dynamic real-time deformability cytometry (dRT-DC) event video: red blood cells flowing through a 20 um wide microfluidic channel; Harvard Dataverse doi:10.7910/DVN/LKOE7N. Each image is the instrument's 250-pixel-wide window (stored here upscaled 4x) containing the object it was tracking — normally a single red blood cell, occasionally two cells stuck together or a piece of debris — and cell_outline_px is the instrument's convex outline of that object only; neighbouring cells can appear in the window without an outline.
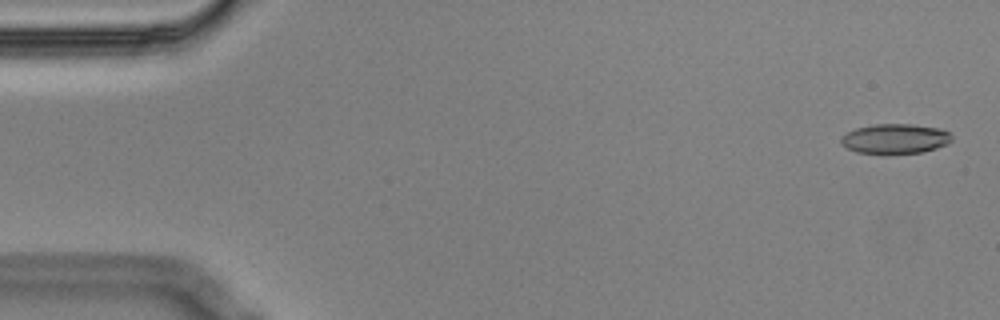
{"species": "Egyptian fruit bat (a non-hibernating species)", "species_latin": "Rousettus aegyptiacus", "temperature_condition": "cold", "stored_images_in_passage": 5, "camera_frame_rate_fps": 3000, "um_per_image_px": 0.085, "animal": {"sex": "male"}, "frame": {"image": 1, "passage_image": 1, "time_ms": 0.0, "image_size_px": [1000, 320], "cell_outline_px": [[952, 140], [948, 144], [936, 148], [920, 152], [888, 156], [856, 152], [840, 144], [840, 136], [856, 128], [876, 124], [912, 124], [940, 128], [948, 132], [952, 136]], "centroid_in_image_um": [76.06, 11.82], "position_along_channel_um": 8.9, "area_um2": 19.83}}
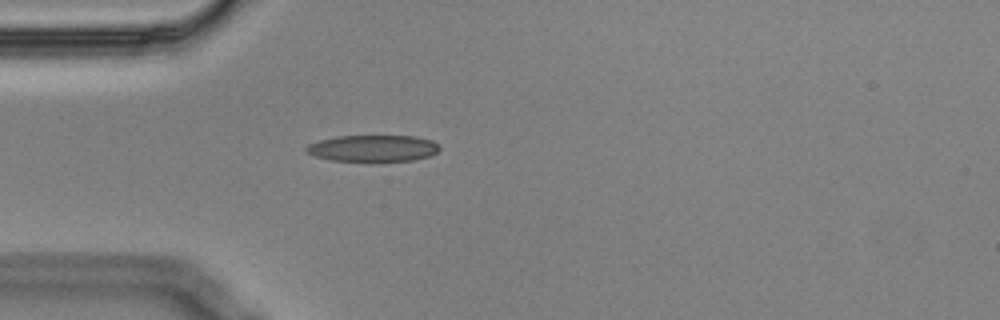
{"frame": {"image": 2, "passage_image": 5, "time_ms": 1.333, "image_size_px": [1000, 320], "cell_outline_px": [[440, 148], [436, 152], [428, 156], [412, 160], [332, 160], [316, 156], [308, 152], [304, 148], [308, 144], [320, 140], [336, 136], [416, 136], [432, 140]], "centroid_in_image_um": [31.7, 12.58], "position_along_channel_um": 53.3, "area_um2": 20.11}}